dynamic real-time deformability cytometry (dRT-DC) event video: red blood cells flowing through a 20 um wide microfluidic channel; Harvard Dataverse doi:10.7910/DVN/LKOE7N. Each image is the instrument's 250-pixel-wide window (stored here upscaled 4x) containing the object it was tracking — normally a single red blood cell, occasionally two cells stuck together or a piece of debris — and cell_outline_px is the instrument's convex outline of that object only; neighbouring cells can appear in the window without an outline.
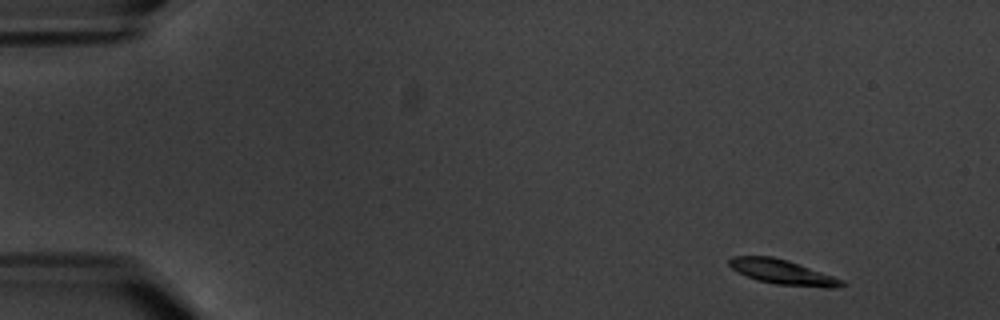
{"species": "common noctule bat (a hibernating species)", "species_latin": "Nyctalus noctula", "temperature_condition": "warm", "stored_images_in_passage": 9, "camera_frame_rate_fps": 3000, "um_per_image_px": 0.085, "animal": {"sex": "male", "body_mass_g": 20.1, "forearm_length_mm": 53.5}, "frame": {"image": 1, "passage_image": 1, "time_ms": 0.0, "image_size_px": [1000, 320], "cell_outline_px": [[844, 284], [840, 288], [824, 288], [776, 284], [760, 280], [748, 276], [732, 268], [728, 264], [728, 260], [732, 256], [772, 256], [788, 260], [844, 280]], "centroid_in_image_um": [66.56, 23.13], "position_along_channel_um": 18.4, "area_um2": 16.07}}
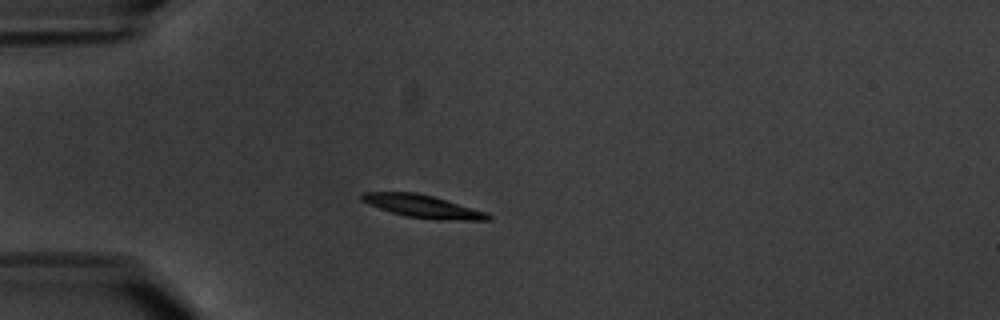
{"frame": {"image": 2, "passage_image": 4, "time_ms": 3.667, "image_size_px": [1000, 320], "cell_outline_px": [[492, 220], [436, 220], [404, 216], [368, 204], [360, 200], [360, 196], [364, 192], [416, 192], [432, 196], [484, 212], [492, 216]], "centroid_in_image_um": [35.89, 17.54], "position_along_channel_um": 49.1, "area_um2": 16.53}}
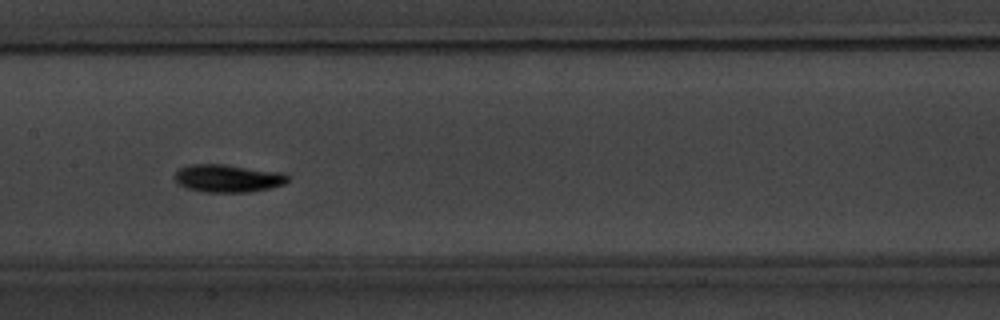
{"frame": {"image": 3, "passage_image": 8, "time_ms": 8.333, "image_size_px": [1000, 320], "cell_outline_px": [[288, 180], [284, 184], [268, 188], [248, 192], [204, 192], [188, 188], [180, 184], [172, 176], [180, 168], [188, 164], [224, 164], [280, 172], [288, 176]], "centroid_in_image_um": [19.33, 15.15], "position_along_channel_um": 188.1, "area_um2": 18.15}}